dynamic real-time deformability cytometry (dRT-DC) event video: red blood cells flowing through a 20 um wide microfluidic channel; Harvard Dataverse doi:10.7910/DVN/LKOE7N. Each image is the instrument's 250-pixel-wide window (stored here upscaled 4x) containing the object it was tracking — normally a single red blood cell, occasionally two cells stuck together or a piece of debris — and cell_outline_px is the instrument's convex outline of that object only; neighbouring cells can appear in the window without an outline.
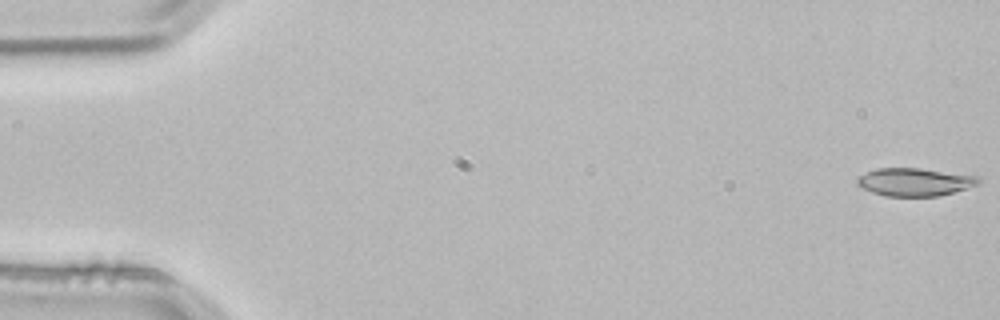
{"species": "common noctule bat (a hibernating species)", "species_latin": "Nyctalus noctula", "temperature_condition": "room temperature", "stored_images_in_passage": 5, "camera_frame_rate_fps": 3000, "um_per_image_px": 0.085, "animal": {"sex": "male", "body_mass_g": 21.5, "forearm_length_mm": 52.0}, "frame": {"image": 1, "passage_image": 1, "time_ms": 0.0, "image_size_px": [1000, 320], "cell_outline_px": [[980, 184], [940, 196], [884, 196], [872, 192], [856, 184], [856, 180], [860, 176], [876, 168], [920, 168], [980, 176]], "centroid_in_image_um": [77.78, 15.47], "position_along_channel_um": 7.2, "area_um2": 19.77}}